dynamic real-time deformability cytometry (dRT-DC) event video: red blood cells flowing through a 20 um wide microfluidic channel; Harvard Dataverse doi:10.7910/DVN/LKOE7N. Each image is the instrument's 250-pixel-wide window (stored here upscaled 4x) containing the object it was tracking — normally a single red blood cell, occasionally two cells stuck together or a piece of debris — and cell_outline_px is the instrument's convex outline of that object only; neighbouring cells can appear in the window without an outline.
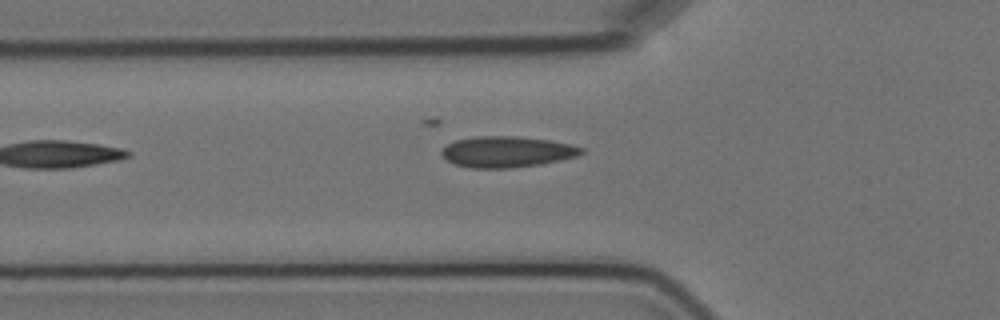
{"species": "Egyptian fruit bat (a non-hibernating species)", "species_latin": "Rousettus aegyptiacus", "temperature_condition": "cold", "stored_images_in_passage": 4, "camera_frame_rate_fps": 3000, "um_per_image_px": 0.085, "animal": {"sex": "female"}, "frame": {"image": 1, "passage_image": 2, "time_ms": 1.333, "image_size_px": [1000, 320], "cell_outline_px": [[584, 152], [576, 156], [560, 160], [540, 164], [508, 168], [472, 168], [452, 164], [440, 152], [448, 144], [456, 140], [476, 136], [516, 136], [548, 140], [572, 144], [584, 148]], "centroid_in_image_um": [43.09, 12.9], "position_along_channel_um": 82.7, "area_um2": 25.14}}
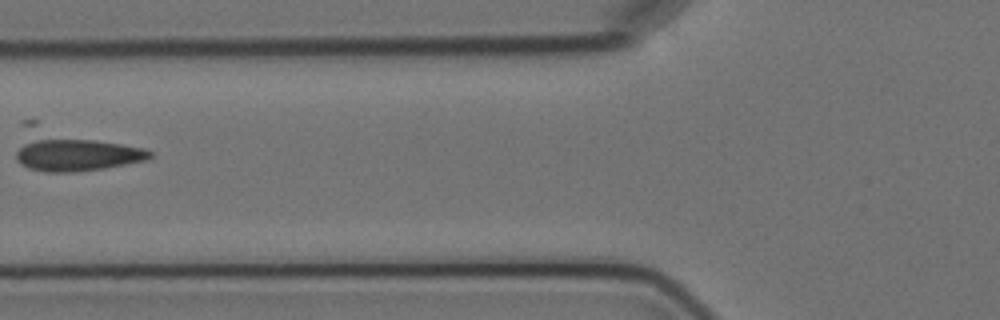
{"frame": {"image": 2, "passage_image": 3, "time_ms": 2.333, "image_size_px": [1000, 320], "cell_outline_px": [[156, 156], [144, 160], [104, 168], [72, 172], [44, 172], [28, 168], [20, 164], [16, 160], [16, 152], [20, 120], [36, 120], [144, 148], [156, 152]], "centroid_in_image_um": [6.05, 12.7], "position_along_channel_um": 119.7, "area_um2": 33.76}}
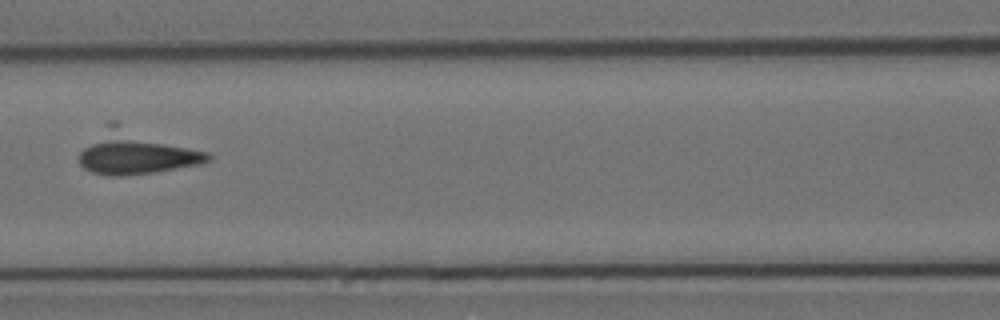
{"frame": {"image": 3, "passage_image": 4, "time_ms": 3.333, "image_size_px": [1000, 320], "cell_outline_px": [[212, 160], [200, 164], [152, 172], [120, 176], [112, 176], [92, 172], [84, 168], [80, 164], [80, 152], [84, 148], [92, 144], [108, 140], [116, 140], [164, 144], [208, 152], [212, 156]], "centroid_in_image_um": [11.71, 13.4], "position_along_channel_um": 154.9, "area_um2": 24.45}}